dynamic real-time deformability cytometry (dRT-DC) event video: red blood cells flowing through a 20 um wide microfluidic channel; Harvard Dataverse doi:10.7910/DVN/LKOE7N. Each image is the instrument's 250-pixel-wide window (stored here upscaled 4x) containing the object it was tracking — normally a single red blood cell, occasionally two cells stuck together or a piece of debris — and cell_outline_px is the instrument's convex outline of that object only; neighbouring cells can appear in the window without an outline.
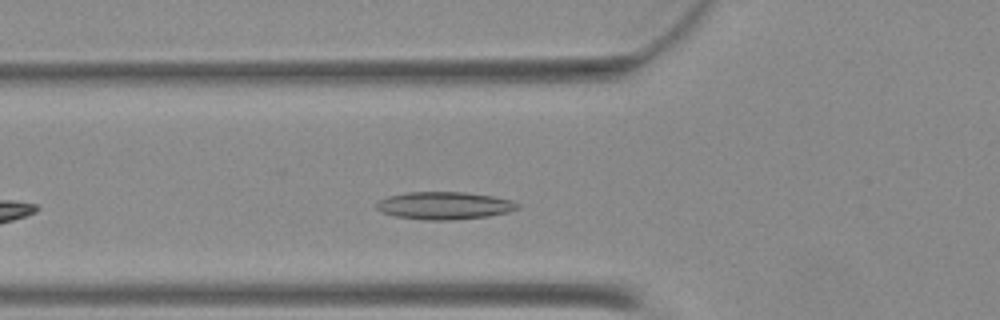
{"species": "Egyptian fruit bat (a non-hibernating species)", "species_latin": "Rousettus aegyptiacus", "temperature_condition": "warm", "stored_images_in_passage": 32, "camera_frame_rate_fps": 3000, "um_per_image_px": 0.085, "animal": {"sex": "female"}, "frame": {"image": 1, "passage_image": 6, "time_ms": 1.667, "image_size_px": [1000, 320], "cell_outline_px": [[520, 208], [508, 212], [488, 216], [452, 220], [424, 220], [396, 216], [380, 212], [372, 204], [388, 196], [408, 192], [464, 192], [492, 196], [512, 200], [520, 204]], "centroid_in_image_um": [37.75, 17.47], "position_along_channel_um": 88.0, "area_um2": 22.83}}
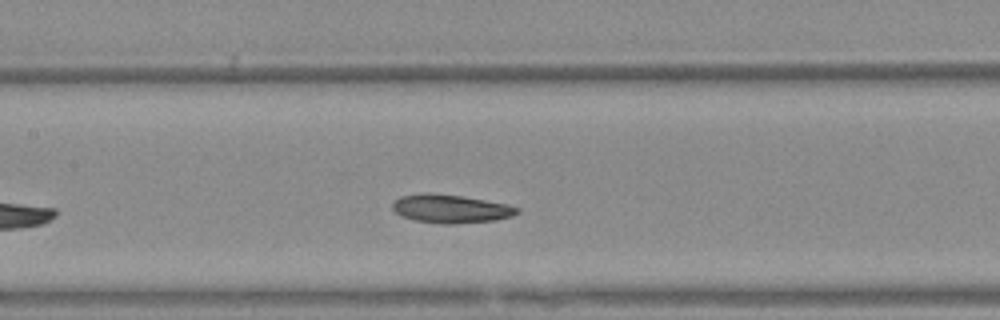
{"frame": {"image": 2, "passage_image": 12, "time_ms": 3.667, "image_size_px": [1000, 320], "cell_outline_px": [[520, 212], [512, 216], [492, 220], [456, 224], [440, 224], [416, 220], [404, 216], [396, 212], [392, 208], [392, 204], [400, 196], [424, 192], [428, 192], [460, 196], [508, 204], [520, 208]], "centroid_in_image_um": [38.32, 17.74], "position_along_channel_um": 169.1, "area_um2": 20.52}}
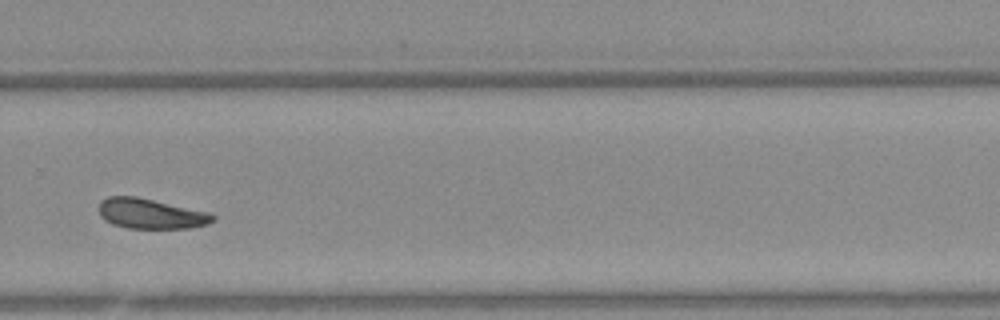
{"frame": {"image": 3, "passage_image": 23, "time_ms": 7.333, "image_size_px": [1000, 320], "cell_outline_px": [[216, 220], [208, 224], [192, 228], [128, 228], [112, 224], [100, 212], [100, 200], [108, 196], [136, 196], [208, 212], [216, 216]], "centroid_in_image_um": [12.86, 18.16], "position_along_channel_um": 316.9, "area_um2": 19.83}}